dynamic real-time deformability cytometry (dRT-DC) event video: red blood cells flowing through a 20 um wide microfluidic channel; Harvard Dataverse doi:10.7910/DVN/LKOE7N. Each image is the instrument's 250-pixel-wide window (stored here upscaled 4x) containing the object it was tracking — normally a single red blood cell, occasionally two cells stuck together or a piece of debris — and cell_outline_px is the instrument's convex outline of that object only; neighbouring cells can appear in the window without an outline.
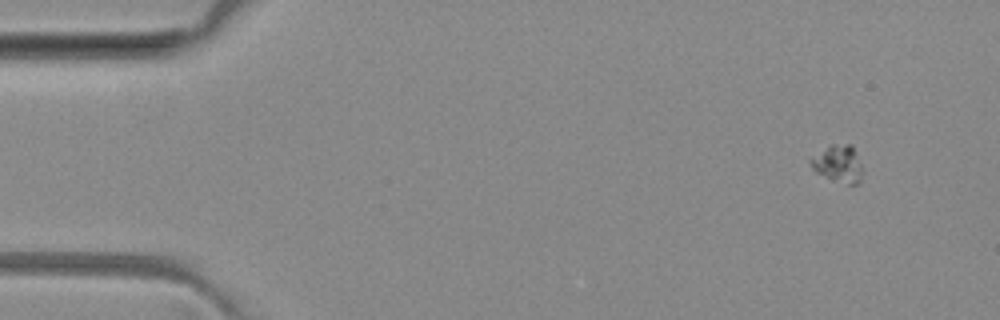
{"species": "common noctule bat (a hibernating species)", "species_latin": "Nyctalus noctula", "temperature_condition": "room temperature", "stored_images_in_passage": 4, "camera_frame_rate_fps": 3000, "um_per_image_px": 0.085, "animal": {"sex": "female", "body_mass_g": 29.2, "forearm_length_mm": 56.3}, "frame": {"image": 1, "passage_image": 4, "time_ms": 4.0, "image_size_px": [1000, 320], "cell_outline_px": [[864, 172], [860, 184], [848, 184], [816, 172], [812, 168], [808, 160], [808, 156], [832, 144], [852, 144], [864, 168]], "centroid_in_image_um": [71.27, 13.89], "position_along_channel_um": 13.7, "area_um2": 11.56}}